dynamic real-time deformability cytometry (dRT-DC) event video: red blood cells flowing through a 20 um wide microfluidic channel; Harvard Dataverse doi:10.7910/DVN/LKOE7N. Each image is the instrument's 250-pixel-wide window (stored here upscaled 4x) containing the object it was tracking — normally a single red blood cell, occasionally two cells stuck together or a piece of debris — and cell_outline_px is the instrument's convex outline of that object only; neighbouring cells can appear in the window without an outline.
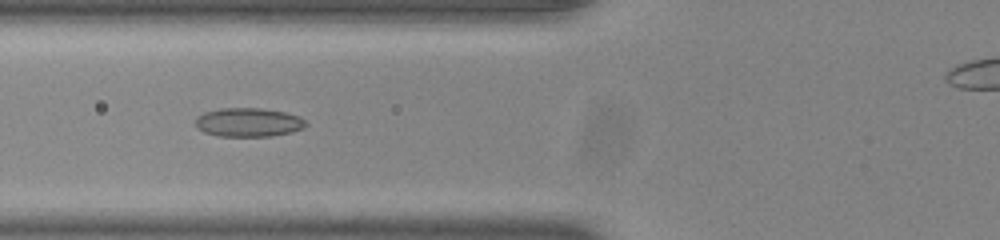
{"species": "common noctule bat (a hibernating species)", "species_latin": "Nyctalus noctula", "temperature_condition": "room temperature", "stored_images_in_passage": 31, "camera_frame_rate_fps": 3000, "um_per_image_px": 0.085, "animal": {"sex": "male", "body_mass_g": 20.0, "forearm_length_mm": 53.3}, "frame": {"image": 1, "passage_image": 3, "time_ms": 0.667, "image_size_px": [1000, 240], "cell_outline_px": [[308, 124], [304, 128], [292, 132], [272, 136], [216, 136], [204, 132], [196, 128], [196, 116], [204, 112], [220, 108], [260, 108], [284, 112], [300, 116]], "centroid_in_image_um": [21.11, 10.4], "position_along_channel_um": 104.7, "area_um2": 18.73}}
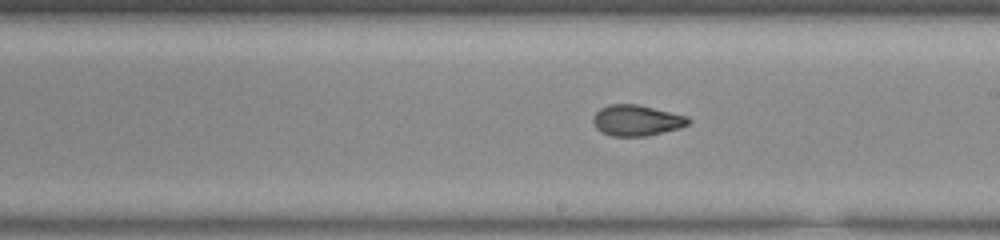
{"frame": {"image": 2, "passage_image": 13, "time_ms": 4.0, "image_size_px": [1000, 240], "cell_outline_px": [[692, 120], [688, 124], [680, 128], [648, 136], [612, 136], [600, 132], [596, 128], [592, 120], [592, 116], [600, 108], [608, 104], [636, 104], [688, 116]], "centroid_in_image_um": [54.1, 10.24], "position_along_channel_um": 234.9, "area_um2": 17.28}}
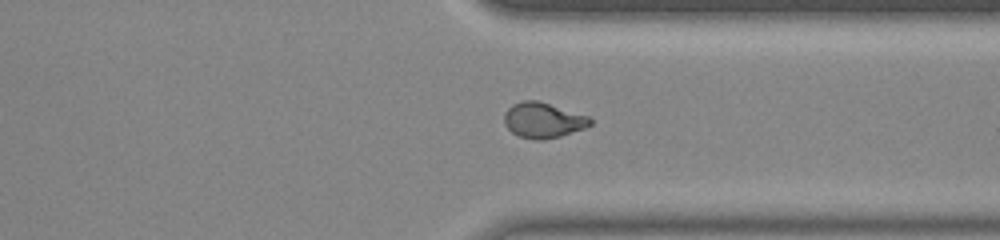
{"frame": {"image": 3, "passage_image": 23, "time_ms": 7.333, "image_size_px": [1000, 240], "cell_outline_px": [[592, 124], [584, 128], [560, 136], [544, 140], [532, 140], [520, 136], [512, 132], [504, 124], [504, 112], [512, 104], [524, 100], [536, 100], [588, 116], [592, 120]], "centroid_in_image_um": [46.13, 10.22], "position_along_channel_um": 365.3, "area_um2": 17.63}}